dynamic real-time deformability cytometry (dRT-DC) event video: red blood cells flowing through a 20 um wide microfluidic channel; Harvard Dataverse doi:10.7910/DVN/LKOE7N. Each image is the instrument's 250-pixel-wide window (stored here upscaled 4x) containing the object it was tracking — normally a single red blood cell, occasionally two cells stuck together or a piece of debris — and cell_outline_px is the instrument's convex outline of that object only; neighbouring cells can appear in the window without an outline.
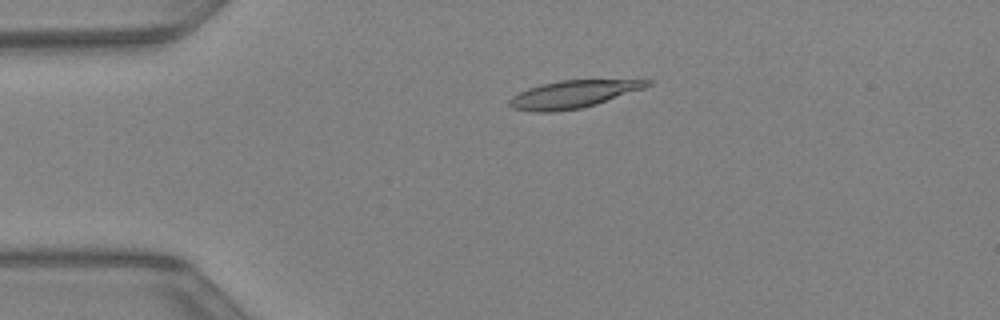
{"species": "Egyptian fruit bat (a non-hibernating species)", "species_latin": "Rousettus aegyptiacus", "temperature_condition": "warm", "stored_images_in_passage": 43, "camera_frame_rate_fps": 3000, "um_per_image_px": 0.085, "animal": {"sex": "female"}, "frame": {"image": 1, "passage_image": 10, "time_ms": 3.0, "image_size_px": [1000, 320], "cell_outline_px": [[652, 84], [644, 88], [596, 104], [580, 108], [556, 112], [532, 112], [512, 108], [508, 104], [508, 100], [512, 96], [528, 88], [540, 84], [560, 80], [652, 80]], "centroid_in_image_um": [48.66, 8.02], "position_along_channel_um": 36.3, "area_um2": 22.02}}
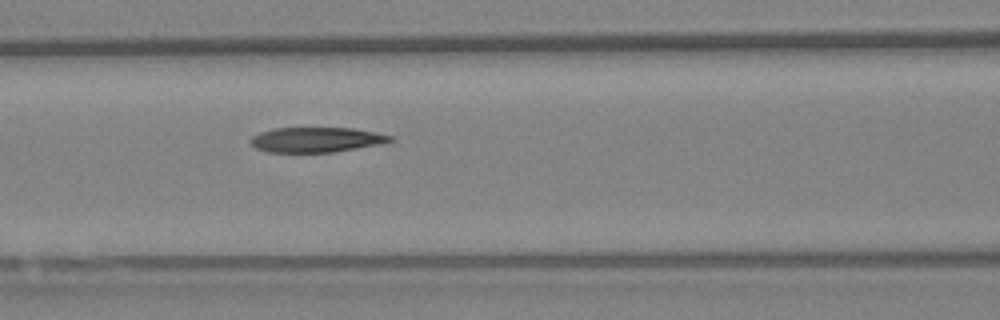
{"frame": {"image": 2, "passage_image": 19, "time_ms": 6.0, "image_size_px": [1000, 320], "cell_outline_px": [[396, 140], [384, 144], [336, 152], [268, 152], [256, 148], [248, 140], [252, 136], [260, 132], [272, 128], [352, 128], [392, 136]], "centroid_in_image_um": [26.91, 11.88], "position_along_channel_um": 139.7, "area_um2": 20.52}}
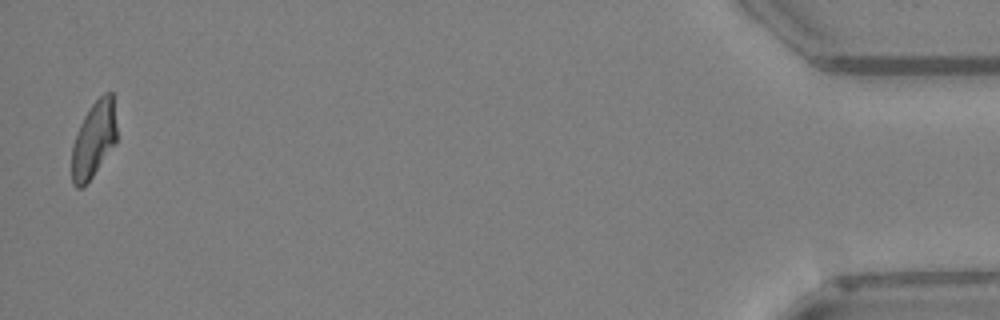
{"frame": {"image": 3, "passage_image": 43, "time_ms": 14.0, "image_size_px": [1000, 320], "cell_outline_px": [[116, 144], [92, 176], [80, 188], [76, 188], [72, 184], [72, 144], [80, 124], [84, 116], [92, 104], [104, 92], [112, 92], [116, 124]], "centroid_in_image_um": [7.97, 11.85], "position_along_channel_um": 427.2, "area_um2": 19.83}}